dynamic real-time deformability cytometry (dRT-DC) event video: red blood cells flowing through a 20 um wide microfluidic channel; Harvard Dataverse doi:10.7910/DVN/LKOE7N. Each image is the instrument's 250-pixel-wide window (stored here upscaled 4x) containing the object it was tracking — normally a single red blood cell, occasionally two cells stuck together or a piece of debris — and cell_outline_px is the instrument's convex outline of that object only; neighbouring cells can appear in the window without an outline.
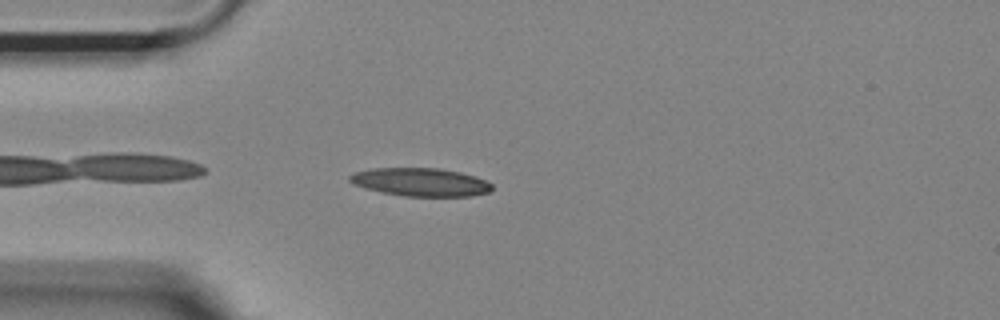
{"species": "Egyptian fruit bat (a non-hibernating species)", "species_latin": "Rousettus aegyptiacus", "temperature_condition": "room temperature", "stored_images_in_passage": 39, "camera_frame_rate_fps": 3000, "um_per_image_px": 0.085, "animal": {"sex": "female"}, "frame": {"image": 1, "passage_image": 2, "time_ms": 0.333, "image_size_px": [1000, 320], "cell_outline_px": [[492, 188], [488, 192], [472, 196], [404, 196], [380, 192], [356, 184], [348, 180], [348, 176], [356, 172], [372, 168], [440, 168], [460, 172], [484, 180], [492, 184]], "centroid_in_image_um": [35.74, 15.47], "position_along_channel_um": 49.3, "area_um2": 23.12}}
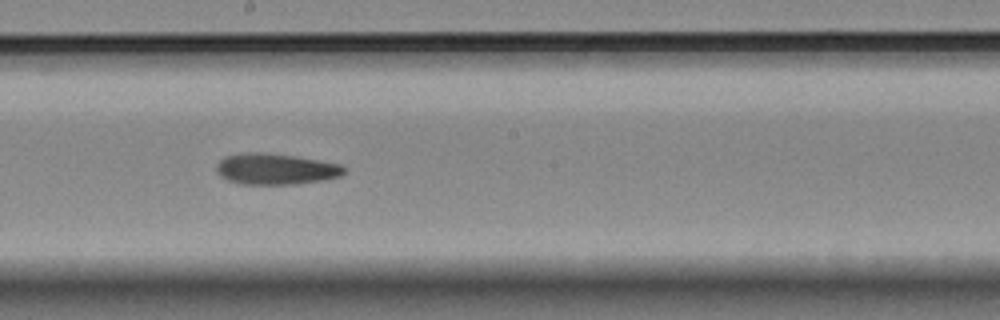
{"frame": {"image": 2, "passage_image": 17, "time_ms": 5.333, "image_size_px": [1000, 320], "cell_outline_px": [[348, 168], [340, 176], [324, 180], [300, 184], [240, 184], [228, 180], [220, 176], [216, 172], [216, 164], [224, 156], [240, 152], [260, 152], [292, 156], [340, 164]], "centroid_in_image_um": [23.39, 14.37], "position_along_channel_um": 224.8, "area_um2": 23.24}}
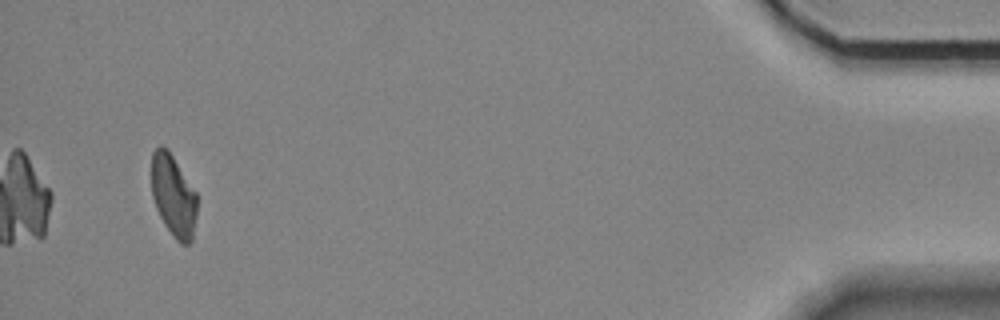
{"frame": {"image": 3, "passage_image": 39, "time_ms": 12.667, "image_size_px": [1000, 320], "cell_outline_px": [[196, 216], [192, 240], [188, 244], [180, 244], [176, 240], [164, 224], [156, 208], [152, 196], [152, 152], [160, 144], [168, 148], [196, 192]], "centroid_in_image_um": [14.73, 16.62], "position_along_channel_um": 420.5, "area_um2": 21.73}, "authors_computed_cell_mechanics": {"area_um2": 23.0622, "velocity_mm_per_s": 3.7096, "shape_relaxation_time_tau1_ms": null, "shape_relaxation_time_tau2_ms": 6.2585, "deformation_change_tau1": null, "deformation_change_tau2": 0.148}}